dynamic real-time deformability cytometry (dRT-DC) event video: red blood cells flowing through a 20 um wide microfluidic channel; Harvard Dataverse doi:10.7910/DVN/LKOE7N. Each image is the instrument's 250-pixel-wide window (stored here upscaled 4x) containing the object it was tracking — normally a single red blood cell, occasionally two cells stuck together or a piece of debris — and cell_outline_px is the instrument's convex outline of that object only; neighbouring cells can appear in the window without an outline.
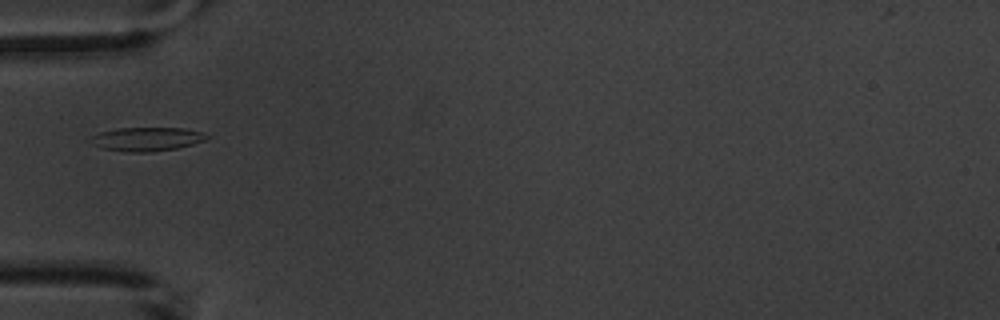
{"species": "common noctule bat (a hibernating species)", "species_latin": "Nyctalus noctula", "temperature_condition": "warm", "stored_images_in_passage": 10, "camera_frame_rate_fps": 3000, "um_per_image_px": 0.085, "animal": {"sex": "male", "body_mass_g": 20.1, "forearm_length_mm": 53.5}, "frame": {"image": 1, "passage_image": 1, "time_ms": 0.0, "image_size_px": [1000, 320], "cell_outline_px": [[212, 136], [204, 140], [192, 144], [176, 148], [152, 152], [128, 152], [104, 148], [92, 144], [84, 140], [88, 136], [100, 132], [116, 128], [184, 128], [200, 132]], "centroid_in_image_um": [12.39, 11.82], "position_along_channel_um": 72.6, "area_um2": 16.24}}
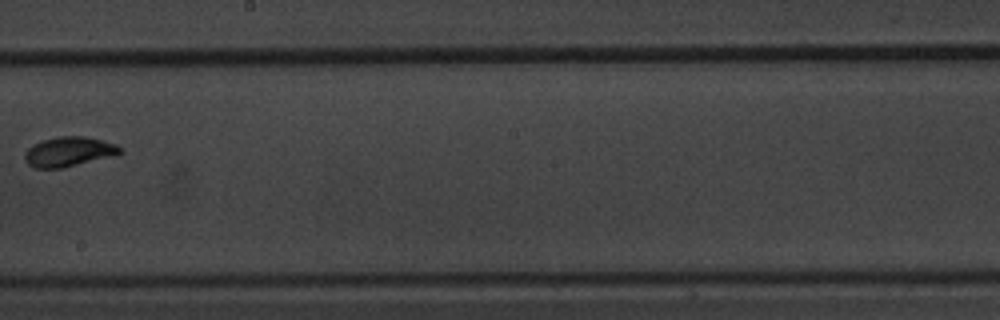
{"frame": {"image": 2, "passage_image": 5, "time_ms": 4.667, "image_size_px": [1000, 320], "cell_outline_px": [[120, 152], [116, 156], [60, 168], [32, 168], [24, 160], [24, 152], [28, 148], [44, 140], [56, 136], [84, 136], [116, 144], [120, 148]], "centroid_in_image_um": [5.83, 12.9], "position_along_channel_um": 242.4, "area_um2": 16.42}}
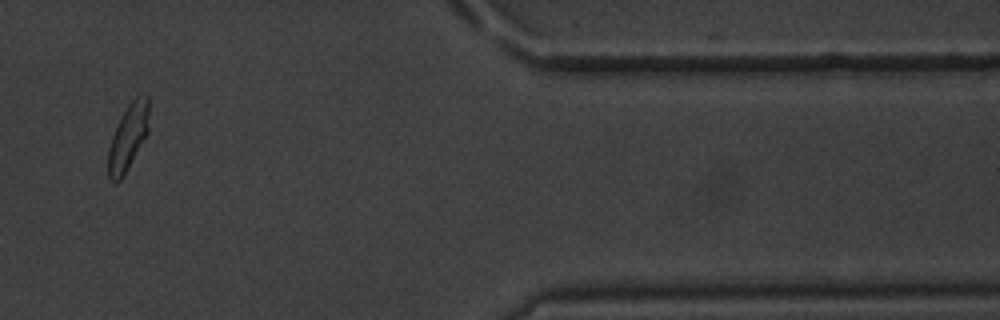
{"frame": {"image": 3, "passage_image": 9, "time_ms": 10.0, "image_size_px": [1000, 320], "cell_outline_px": [[148, 132], [120, 180], [116, 184], [108, 180], [108, 148], [112, 136], [128, 104], [136, 96], [148, 96]], "centroid_in_image_um": [10.86, 11.7], "position_along_channel_um": 400.5, "area_um2": 15.26}, "authors_computed_cell_mechanics": {"area_um2": 16.0395, "velocity_mm_per_s": 3.6287, "shape_relaxation_time_tau1_ms": 2.7389, "shape_relaxation_time_tau2_ms": null, "deformation_change_tau1": 0.1186, "deformation_change_tau2": null}}